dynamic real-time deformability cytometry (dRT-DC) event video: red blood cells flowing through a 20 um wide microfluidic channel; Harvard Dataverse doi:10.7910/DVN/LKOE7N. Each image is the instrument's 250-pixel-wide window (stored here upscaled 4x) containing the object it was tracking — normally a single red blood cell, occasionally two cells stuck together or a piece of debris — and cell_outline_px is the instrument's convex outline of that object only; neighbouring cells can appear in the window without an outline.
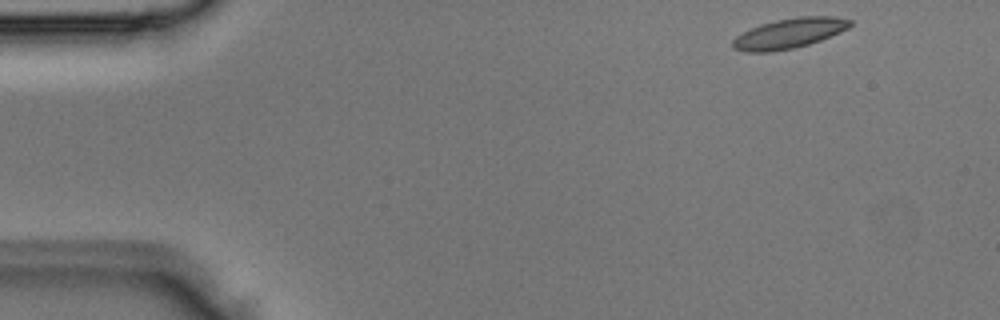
{"species": "Egyptian fruit bat (a non-hibernating species)", "species_latin": "Rousettus aegyptiacus", "temperature_condition": "room temperature", "stored_images_in_passage": 3, "segment_of_instrument_passage": [2, 2], "camera_frame_rate_fps": 3000, "um_per_image_px": 0.085, "animal": {"sex": "male"}, "frame": {"image": 1, "passage_image": 3, "time_ms": 0.667, "image_size_px": [1000, 320], "cell_outline_px": [[852, 24], [848, 28], [840, 32], [820, 40], [808, 44], [792, 48], [772, 52], [744, 52], [732, 48], [732, 40], [736, 36], [760, 24], [776, 20], [800, 16], [836, 16], [852, 20]], "centroid_in_image_um": [67.08, 2.83], "position_along_channel_um": 17.9, "area_um2": 20.52}}